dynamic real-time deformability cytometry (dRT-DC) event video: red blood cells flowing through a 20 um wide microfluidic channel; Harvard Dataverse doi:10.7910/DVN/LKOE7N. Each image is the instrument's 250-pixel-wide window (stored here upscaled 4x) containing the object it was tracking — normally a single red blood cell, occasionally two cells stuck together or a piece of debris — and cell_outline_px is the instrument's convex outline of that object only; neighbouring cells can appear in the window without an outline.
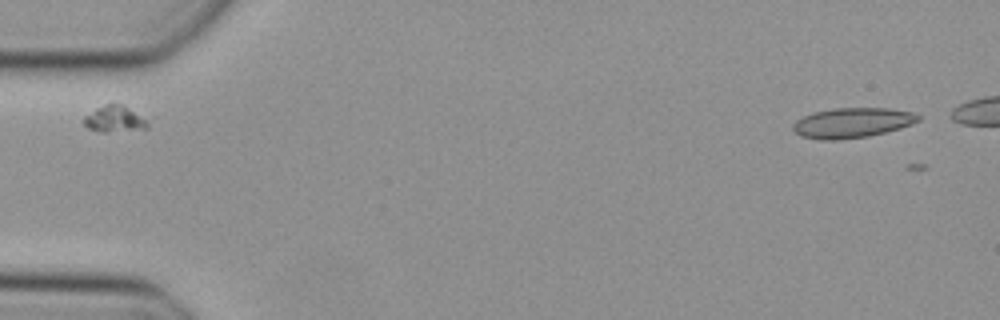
{"species": "Egyptian fruit bat (a non-hibernating species)", "species_latin": "Rousettus aegyptiacus", "temperature_condition": "cold", "stored_images_in_passage": 4, "camera_frame_rate_fps": 3000, "um_per_image_px": 0.085, "animal": {"sex": "female"}, "frame": {"image": 1, "passage_image": 2, "time_ms": 0.333, "image_size_px": [1000, 320], "cell_outline_px": [[920, 120], [912, 124], [900, 128], [868, 136], [836, 140], [820, 140], [800, 136], [792, 128], [792, 124], [796, 120], [812, 112], [832, 108], [888, 108], [912, 112], [920, 116]], "centroid_in_image_um": [72.41, 10.43], "position_along_channel_um": 12.6, "area_um2": 21.96}}